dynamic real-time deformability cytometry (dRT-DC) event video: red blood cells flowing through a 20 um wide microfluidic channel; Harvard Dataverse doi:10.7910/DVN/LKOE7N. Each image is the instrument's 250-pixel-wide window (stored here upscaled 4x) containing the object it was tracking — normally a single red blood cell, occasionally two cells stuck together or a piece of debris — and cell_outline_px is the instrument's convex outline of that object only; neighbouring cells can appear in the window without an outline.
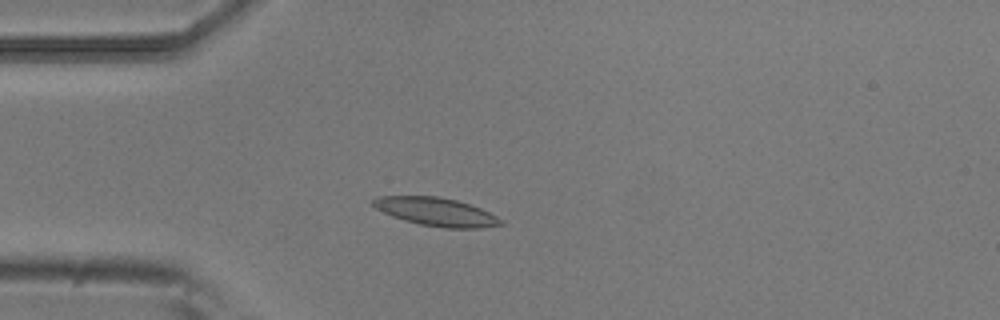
{"species": "common noctule bat (a hibernating species)", "species_latin": "Nyctalus noctula", "temperature_condition": "room temperature", "stored_images_in_passage": 5, "camera_frame_rate_fps": 3000, "um_per_image_px": 0.085, "animal": {"sex": "male", "body_mass_g": 20.5, "forearm_length_mm": 52.5}, "frame": {"image": 1, "passage_image": 4, "time_ms": 1.0, "image_size_px": [1000, 320], "cell_outline_px": [[504, 224], [480, 228], [444, 228], [420, 224], [404, 220], [392, 216], [376, 208], [368, 200], [376, 196], [436, 196], [456, 200], [480, 208], [504, 220]], "centroid_in_image_um": [37.05, 18.0], "position_along_channel_um": 48.0, "area_um2": 21.04}}